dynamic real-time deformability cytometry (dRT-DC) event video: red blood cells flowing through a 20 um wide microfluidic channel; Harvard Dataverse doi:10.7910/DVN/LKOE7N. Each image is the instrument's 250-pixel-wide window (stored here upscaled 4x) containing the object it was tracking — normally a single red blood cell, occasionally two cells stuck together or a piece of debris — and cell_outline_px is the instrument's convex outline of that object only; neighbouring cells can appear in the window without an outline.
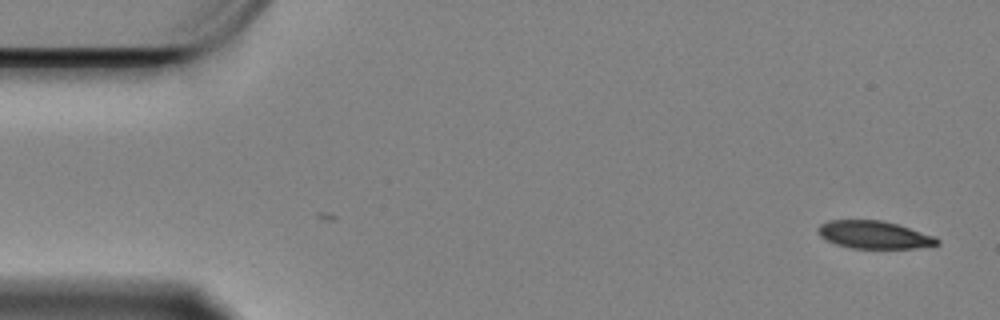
{"species": "Egyptian fruit bat (a non-hibernating species)", "species_latin": "Rousettus aegyptiacus", "temperature_condition": "cold", "stored_images_in_passage": 3, "camera_frame_rate_fps": 3000, "um_per_image_px": 0.085, "animal": {"sex": "female"}, "frame": {"image": 1, "passage_image": 3, "time_ms": 0.667, "image_size_px": [1000, 320], "cell_outline_px": [[940, 244], [916, 248], [852, 248], [836, 244], [820, 236], [816, 232], [816, 228], [820, 224], [828, 220], [880, 220], [896, 224], [936, 236], [940, 240]], "centroid_in_image_um": [74.29, 19.95], "position_along_channel_um": 10.7, "area_um2": 19.25}}